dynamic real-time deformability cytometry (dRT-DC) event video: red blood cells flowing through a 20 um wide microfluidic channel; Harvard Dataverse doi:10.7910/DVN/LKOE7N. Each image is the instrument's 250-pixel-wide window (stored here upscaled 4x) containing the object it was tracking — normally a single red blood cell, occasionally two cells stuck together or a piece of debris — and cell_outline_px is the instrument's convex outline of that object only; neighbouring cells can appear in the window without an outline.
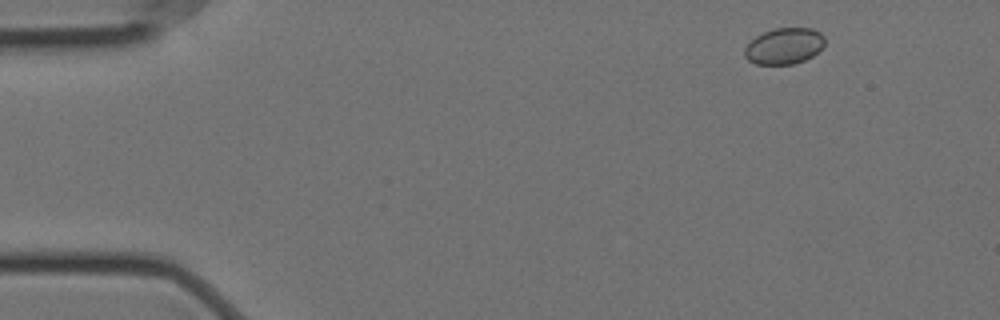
{"species": "Egyptian fruit bat (a non-hibernating species)", "species_latin": "Rousettus aegyptiacus", "temperature_condition": "cold", "stored_images_in_passage": 4, "camera_frame_rate_fps": 3000, "um_per_image_px": 0.085, "animal": {"sex": "female"}, "frame": {"image": 1, "passage_image": 1, "time_ms": 0.0, "image_size_px": [1000, 320], "cell_outline_px": [[824, 44], [812, 56], [804, 60], [792, 64], [756, 64], [748, 60], [744, 56], [744, 48], [756, 36], [764, 32], [776, 28], [812, 28], [820, 32], [824, 36]], "centroid_in_image_um": [66.64, 3.91], "position_along_channel_um": 18.4, "area_um2": 16.76}}
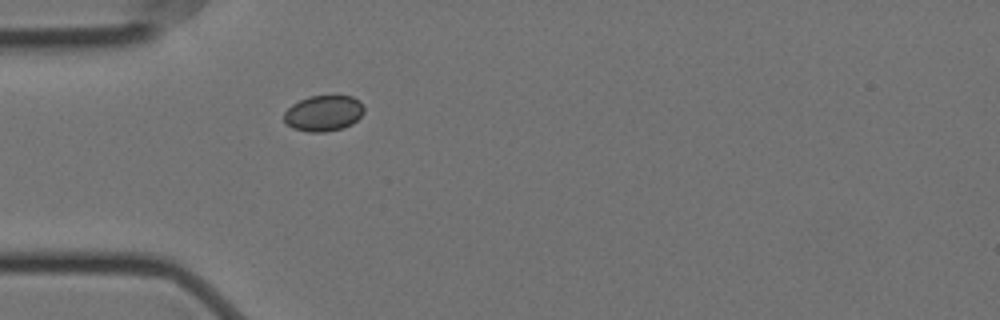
{"frame": {"image": 2, "passage_image": 4, "time_ms": 1.0, "image_size_px": [1000, 320], "cell_outline_px": [[364, 112], [352, 124], [344, 128], [324, 132], [308, 132], [292, 128], [284, 120], [284, 112], [292, 104], [308, 96], [352, 96], [360, 100], [364, 108]], "centroid_in_image_um": [27.51, 9.63], "position_along_channel_um": 57.5, "area_um2": 16.76}}